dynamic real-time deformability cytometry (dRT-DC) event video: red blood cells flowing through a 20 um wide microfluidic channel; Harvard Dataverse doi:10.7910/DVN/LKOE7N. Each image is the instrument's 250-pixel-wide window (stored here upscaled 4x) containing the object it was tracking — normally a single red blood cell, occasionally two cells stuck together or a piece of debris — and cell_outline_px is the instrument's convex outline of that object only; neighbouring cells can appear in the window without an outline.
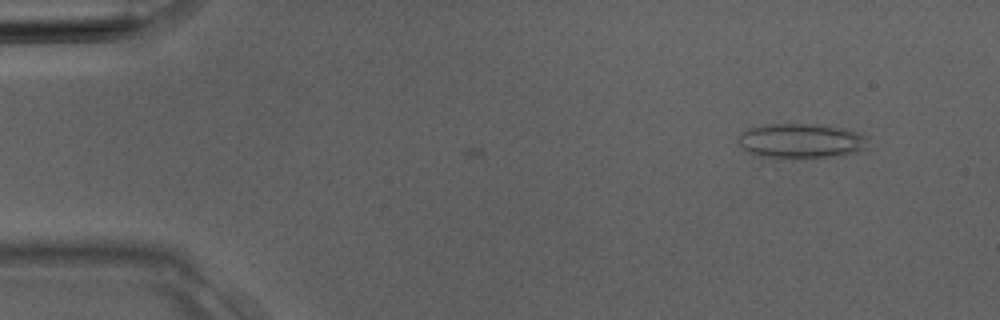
{"species": "Egyptian fruit bat (a non-hibernating species)", "species_latin": "Rousettus aegyptiacus", "temperature_condition": "room temperature", "stored_images_in_passage": 3, "camera_frame_rate_fps": 3000, "um_per_image_px": 0.085, "animal": {"sex": "male"}, "frame": {"image": 1, "passage_image": 1, "time_ms": 0.0, "image_size_px": [1000, 320], "cell_outline_px": [[868, 148], [860, 152], [844, 156], [764, 156], [748, 152], [736, 140], [748, 128], [764, 124], [816, 124], [844, 128], [860, 132], [868, 136]], "centroid_in_image_um": [68.2, 11.94], "position_along_channel_um": 16.8, "area_um2": 26.07}}